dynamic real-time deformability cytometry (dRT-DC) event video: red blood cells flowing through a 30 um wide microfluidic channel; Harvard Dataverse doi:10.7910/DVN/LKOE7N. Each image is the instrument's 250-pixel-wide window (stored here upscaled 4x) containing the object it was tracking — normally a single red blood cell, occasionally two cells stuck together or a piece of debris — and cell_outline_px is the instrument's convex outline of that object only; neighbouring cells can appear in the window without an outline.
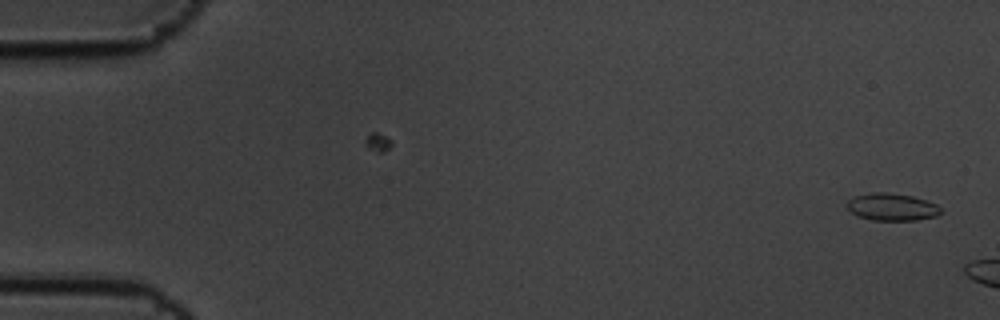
{"species": "common noctule bat (a hibernating species)", "species_latin": "Nyctalus noctula", "temperature_condition": "cold", "stored_images_in_passage": 6, "camera_frame_rate_fps": 3000, "um_per_image_px": 0.085, "animal": {"sex": "male", "body_mass_g": 19.5, "forearm_length_mm": 54.6}, "frame": {"image": 1, "passage_image": 1, "time_ms": 0.0, "image_size_px": [1000, 320], "cell_outline_px": [[944, 212], [936, 216], [916, 220], [872, 220], [856, 216], [848, 208], [848, 200], [856, 196], [868, 192], [888, 192], [912, 196], [936, 204]], "centroid_in_image_um": [75.82, 17.59], "position_along_channel_um": 9.2, "area_um2": 14.91}}